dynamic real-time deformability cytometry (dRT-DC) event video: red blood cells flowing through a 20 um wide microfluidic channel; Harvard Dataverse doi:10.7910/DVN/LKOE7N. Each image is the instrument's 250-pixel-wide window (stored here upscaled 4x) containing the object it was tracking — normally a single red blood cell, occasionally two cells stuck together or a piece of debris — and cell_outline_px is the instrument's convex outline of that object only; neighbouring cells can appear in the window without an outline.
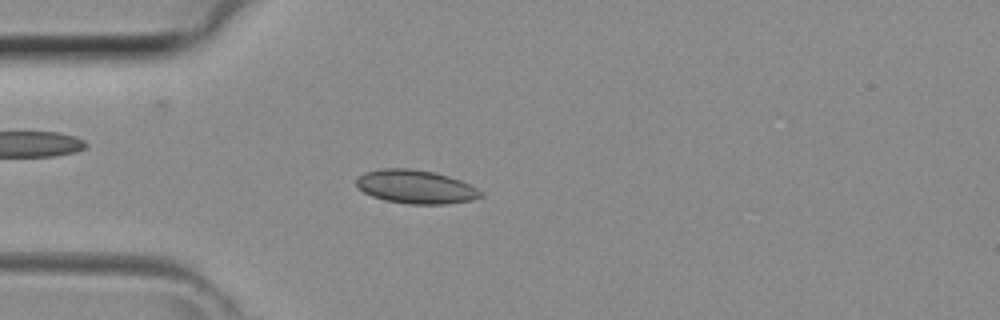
{"species": "common noctule bat (a hibernating species)", "species_latin": "Nyctalus noctula", "temperature_condition": "room temperature", "stored_images_in_passage": 40, "camera_frame_rate_fps": 3000, "um_per_image_px": 0.085, "animal": {"sex": "female", "body_mass_g": 29.2, "forearm_length_mm": 56.3}, "frame": {"image": 1, "passage_image": 9, "time_ms": 2.667, "image_size_px": [1000, 320], "cell_outline_px": [[484, 196], [472, 200], [448, 204], [408, 204], [384, 200], [372, 196], [356, 188], [356, 180], [364, 172], [380, 168], [408, 168], [436, 172], [460, 180], [484, 192]], "centroid_in_image_um": [35.33, 15.88], "position_along_channel_um": 49.7, "area_um2": 24.57}}
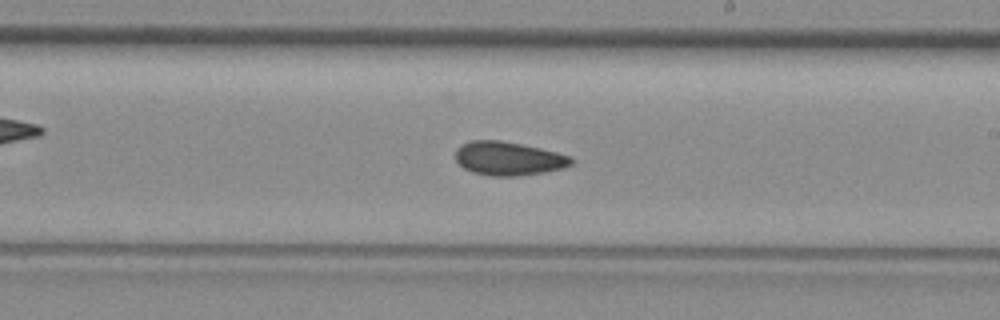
{"frame": {"image": 2, "passage_image": 22, "time_ms": 7.0, "image_size_px": [1000, 320], "cell_outline_px": [[576, 160], [572, 164], [564, 168], [544, 172], [516, 176], [492, 176], [472, 172], [464, 168], [456, 160], [456, 148], [472, 140], [500, 140], [540, 148], [572, 156]], "centroid_in_image_um": [43.26, 13.48], "position_along_channel_um": 245.7, "area_um2": 22.72}}
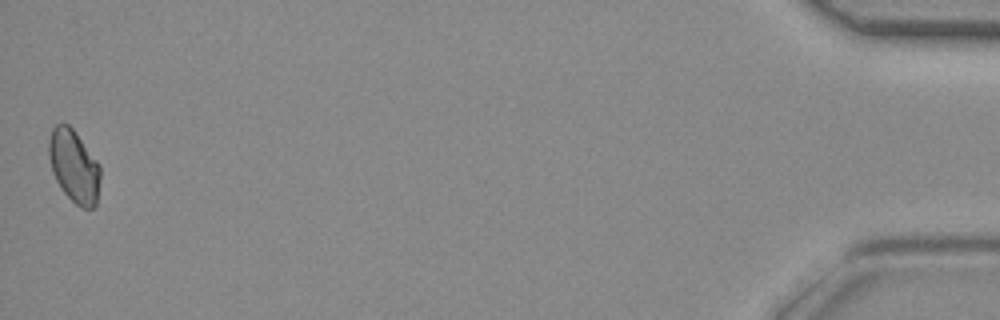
{"frame": {"image": 3, "passage_image": 40, "time_ms": 13.0, "image_size_px": [1000, 320], "cell_outline_px": [[100, 180], [96, 204], [92, 208], [84, 208], [76, 204], [60, 188], [52, 172], [48, 156], [48, 144], [52, 128], [56, 124], [68, 124], [72, 128], [100, 164]], "centroid_in_image_um": [6.28, 14.12], "position_along_channel_um": 428.9, "area_um2": 21.73}}